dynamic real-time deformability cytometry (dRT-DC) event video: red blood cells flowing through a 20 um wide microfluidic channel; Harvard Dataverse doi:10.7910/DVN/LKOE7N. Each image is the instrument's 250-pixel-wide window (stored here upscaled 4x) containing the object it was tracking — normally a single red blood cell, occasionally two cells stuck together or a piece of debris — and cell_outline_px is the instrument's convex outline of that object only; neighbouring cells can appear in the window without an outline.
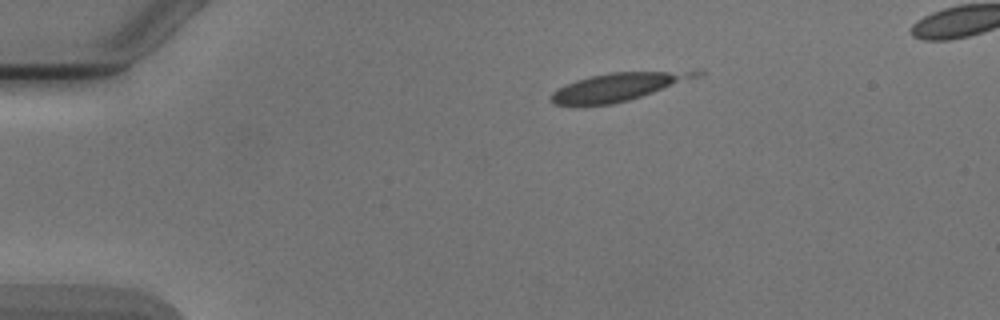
{"species": "Egyptian fruit bat (a non-hibernating species)", "species_latin": "Rousettus aegyptiacus", "temperature_condition": "cold", "stored_images_in_passage": 3, "camera_frame_rate_fps": 3000, "um_per_image_px": 0.085, "animal": {"sex": "male"}, "frame": {"image": 1, "passage_image": 1, "time_ms": 0.0, "image_size_px": [1000, 320], "cell_outline_px": [[704, 76], [628, 100], [612, 104], [584, 108], [576, 108], [552, 104], [548, 96], [556, 88], [576, 80], [588, 76], [612, 72], [700, 68], [704, 68]], "centroid_in_image_um": [52.62, 7.37], "position_along_channel_um": 32.4, "area_um2": 25.55}}